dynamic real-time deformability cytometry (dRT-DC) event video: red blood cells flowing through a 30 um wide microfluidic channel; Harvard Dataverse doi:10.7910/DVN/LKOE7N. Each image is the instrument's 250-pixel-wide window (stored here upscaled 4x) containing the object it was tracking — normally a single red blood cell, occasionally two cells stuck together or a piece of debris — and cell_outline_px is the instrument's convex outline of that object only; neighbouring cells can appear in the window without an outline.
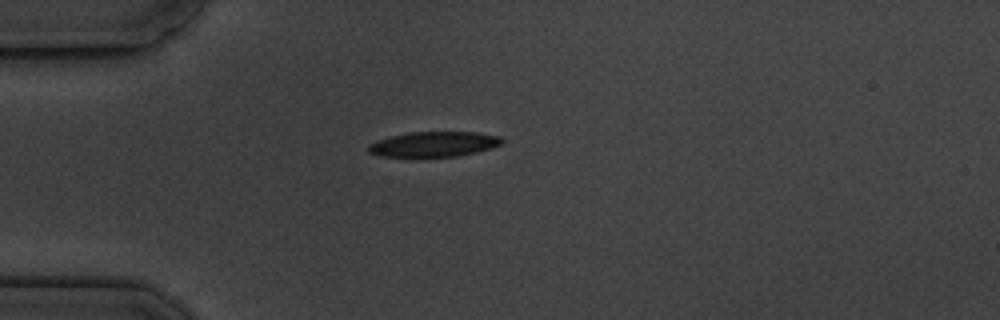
{"species": "common noctule bat (a hibernating species)", "species_latin": "Nyctalus noctula", "temperature_condition": "cold", "stored_images_in_passage": 1, "camera_frame_rate_fps": 3000, "um_per_image_px": 0.085, "animal": {"sex": "male", "body_mass_g": 19.5, "forearm_length_mm": 54.6}, "frame": {"image": 1, "passage_image": 1, "time_ms": 0.0, "image_size_px": [1000, 320], "cell_outline_px": [[504, 140], [500, 144], [492, 148], [476, 152], [456, 156], [380, 156], [368, 152], [368, 144], [376, 140], [408, 132], [476, 132], [500, 136]], "centroid_in_image_um": [36.88, 12.24], "position_along_channel_um": 48.1, "area_um2": 19.42}}